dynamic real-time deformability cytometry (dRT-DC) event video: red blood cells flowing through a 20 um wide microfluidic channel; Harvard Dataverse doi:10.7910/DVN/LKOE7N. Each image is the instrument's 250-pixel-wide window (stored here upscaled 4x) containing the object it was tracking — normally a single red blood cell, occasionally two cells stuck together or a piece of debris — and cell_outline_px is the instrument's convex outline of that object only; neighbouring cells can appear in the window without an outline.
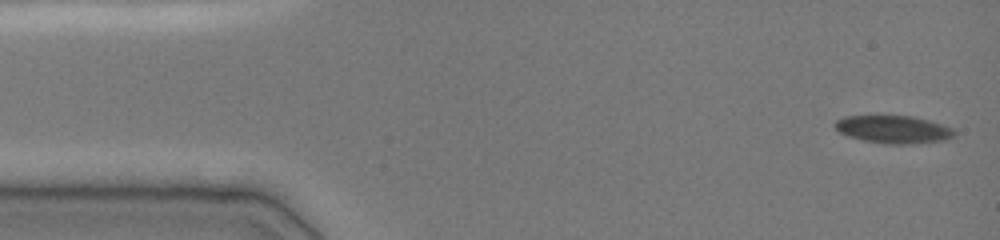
{"species": "common noctule bat (a hibernating species)", "species_latin": "Nyctalus noctula", "temperature_condition": "cold", "stored_images_in_passage": 12, "camera_frame_rate_fps": 3000, "um_per_image_px": 0.085, "animal": {"sex": "female", "body_mass_g": 19.0, "forearm_length_mm": 51.5}, "frame": {"image": 1, "passage_image": 1, "time_ms": 0.0, "image_size_px": [1000, 240], "cell_outline_px": [[956, 136], [944, 140], [908, 144], [884, 144], [864, 140], [848, 136], [840, 132], [836, 128], [836, 120], [844, 116], [912, 116], [928, 120], [952, 128], [956, 132]], "centroid_in_image_um": [75.96, 11.0], "position_along_channel_um": 9.0, "area_um2": 19.13}}
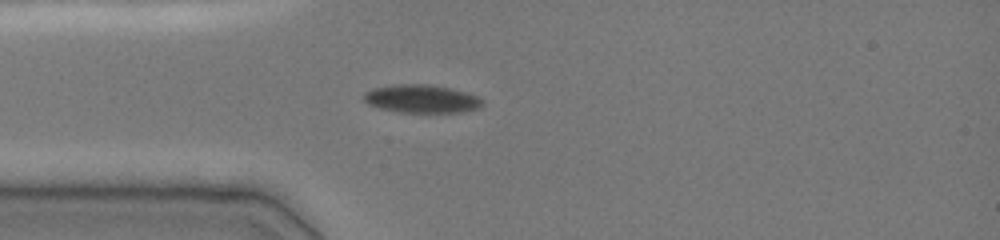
{"frame": {"image": 2, "passage_image": 9, "time_ms": 3.667, "image_size_px": [1000, 240], "cell_outline_px": [[484, 104], [476, 108], [460, 112], [400, 112], [380, 108], [368, 104], [364, 100], [364, 92], [372, 88], [392, 84], [428, 84], [448, 88], [464, 92], [476, 96], [484, 100]], "centroid_in_image_um": [35.79, 8.39], "position_along_channel_um": 49.2, "area_um2": 19.31}}
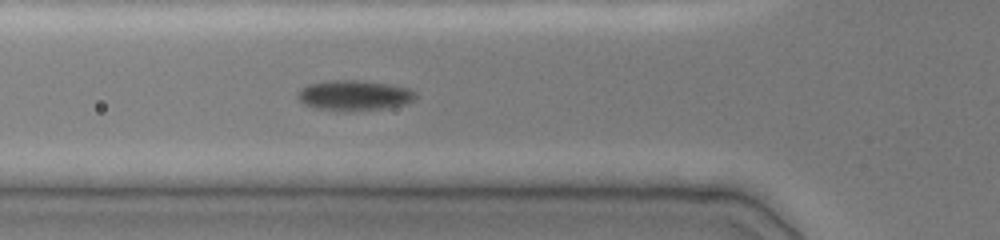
{"frame": {"image": 3, "passage_image": 12, "time_ms": 5.0, "image_size_px": [1000, 240], "cell_outline_px": [[416, 96], [412, 100], [404, 104], [388, 108], [316, 108], [304, 104], [296, 96], [300, 88], [308, 84], [328, 80], [364, 80], [388, 84], [408, 88], [416, 92]], "centroid_in_image_um": [30.1, 8.05], "position_along_channel_um": 95.7, "area_um2": 20.0}}